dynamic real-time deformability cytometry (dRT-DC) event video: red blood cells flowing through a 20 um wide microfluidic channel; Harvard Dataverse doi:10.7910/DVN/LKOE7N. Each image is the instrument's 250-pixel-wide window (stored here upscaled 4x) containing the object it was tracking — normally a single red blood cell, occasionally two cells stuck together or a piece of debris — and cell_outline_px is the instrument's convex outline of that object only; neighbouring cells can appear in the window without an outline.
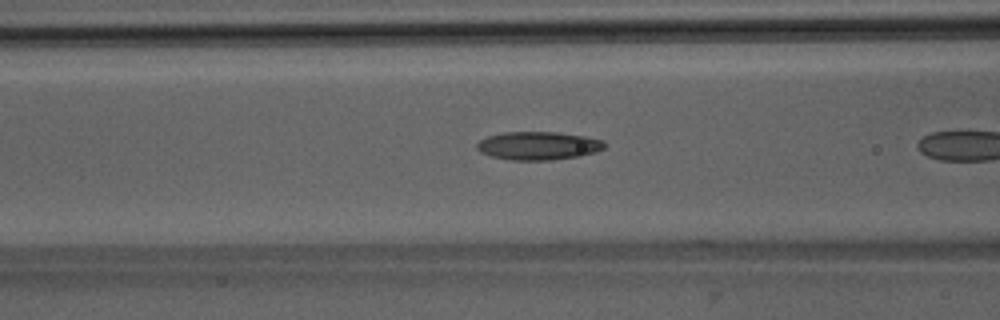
{"species": "Egyptian fruit bat (a non-hibernating species)", "species_latin": "Rousettus aegyptiacus", "temperature_condition": "room temperature", "stored_images_in_passage": 7, "camera_frame_rate_fps": 3000, "um_per_image_px": 0.085, "animal": {"sex": "male"}, "frame": {"image": 1, "passage_image": 6, "time_ms": 1.667, "image_size_px": [1000, 320], "cell_outline_px": [[604, 148], [596, 152], [580, 156], [552, 160], [512, 160], [492, 156], [480, 152], [476, 148], [476, 144], [480, 140], [488, 136], [504, 132], [556, 132], [584, 136], [604, 140]], "centroid_in_image_um": [45.75, 12.39], "position_along_channel_um": 120.8, "area_um2": 20.98}}